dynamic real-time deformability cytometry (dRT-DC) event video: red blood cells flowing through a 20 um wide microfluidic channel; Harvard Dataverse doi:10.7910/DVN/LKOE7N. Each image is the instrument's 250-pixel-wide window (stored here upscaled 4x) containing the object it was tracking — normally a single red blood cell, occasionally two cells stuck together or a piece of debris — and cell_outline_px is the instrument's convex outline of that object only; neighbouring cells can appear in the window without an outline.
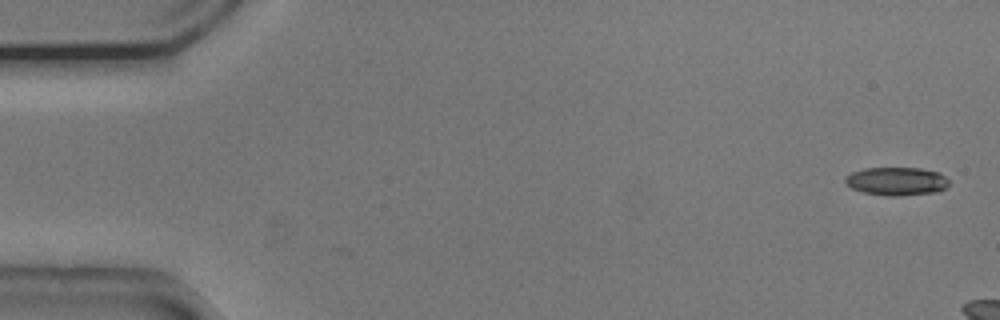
{"species": "common noctule bat (a hibernating species)", "species_latin": "Nyctalus noctula", "temperature_condition": "cold", "stored_images_in_passage": 2, "camera_frame_rate_fps": 3000, "um_per_image_px": 0.085, "animal": {"sex": "male", "body_mass_g": 20.5, "forearm_length_mm": 52.5}, "frame": {"image": 1, "passage_image": 2, "time_ms": 0.333, "image_size_px": [1000, 320], "cell_outline_px": [[948, 184], [944, 188], [936, 192], [900, 196], [888, 196], [864, 192], [852, 188], [844, 180], [844, 176], [852, 172], [864, 168], [920, 168], [940, 172], [948, 180]], "centroid_in_image_um": [76.2, 15.4], "position_along_channel_um": 8.8, "area_um2": 17.05}}